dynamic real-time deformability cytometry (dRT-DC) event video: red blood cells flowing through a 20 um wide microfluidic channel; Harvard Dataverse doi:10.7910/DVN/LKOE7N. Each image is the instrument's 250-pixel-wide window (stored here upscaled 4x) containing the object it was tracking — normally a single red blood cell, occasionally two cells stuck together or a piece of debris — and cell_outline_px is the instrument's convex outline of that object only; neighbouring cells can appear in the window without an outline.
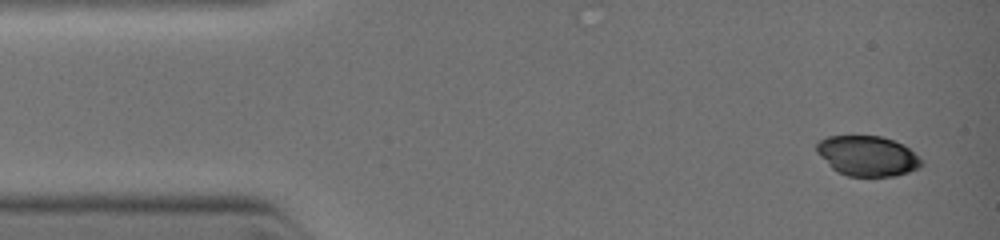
{"species": "common noctule bat (a hibernating species)", "species_latin": "Nyctalus noctula", "temperature_condition": "warm", "stored_images_in_passage": 22, "camera_frame_rate_fps": 3000, "um_per_image_px": 0.085, "animal": {"sex": "female", "body_mass_g": 19.0, "forearm_length_mm": 51.5}, "frame": {"image": 1, "passage_image": 1, "time_ms": 0.0, "image_size_px": [1000, 240], "cell_outline_px": [[920, 168], [908, 172], [892, 176], [848, 176], [832, 168], [816, 152], [816, 144], [820, 140], [828, 136], [880, 136], [904, 144], [920, 160]], "centroid_in_image_um": [73.7, 13.25], "position_along_channel_um": 11.3, "area_um2": 24.16}}
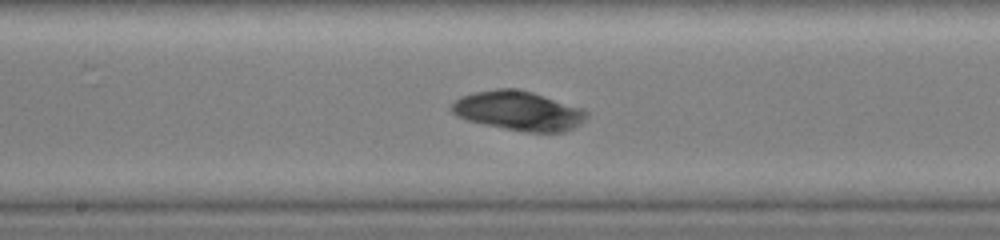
{"frame": {"image": 2, "passage_image": 13, "time_ms": 5.333, "image_size_px": [1000, 240], "cell_outline_px": [[588, 116], [580, 124], [564, 132], [528, 132], [504, 128], [484, 124], [468, 120], [456, 116], [448, 108], [456, 100], [464, 96], [476, 92], [496, 88], [516, 88], [532, 92], [584, 108], [588, 112]], "centroid_in_image_um": [44.1, 9.41], "position_along_channel_um": 204.1, "area_um2": 30.92}}
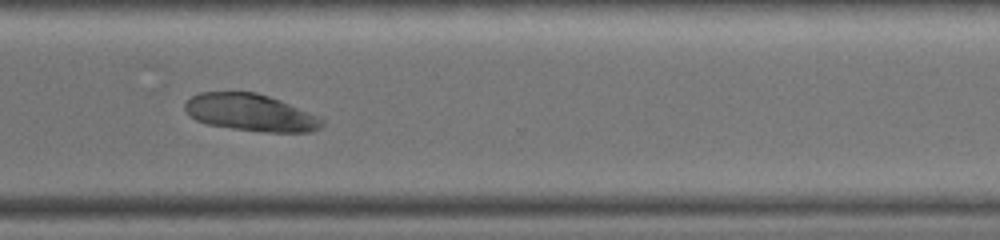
{"frame": {"image": 3, "passage_image": 20, "time_ms": 8.0, "image_size_px": [1000, 240], "cell_outline_px": [[324, 124], [320, 128], [312, 132], [264, 132], [232, 128], [208, 124], [196, 120], [188, 116], [184, 108], [184, 104], [192, 96], [200, 92], [256, 92], [280, 100], [320, 116], [324, 120]], "centroid_in_image_um": [21.32, 9.57], "position_along_channel_um": 349.3, "area_um2": 29.77}}